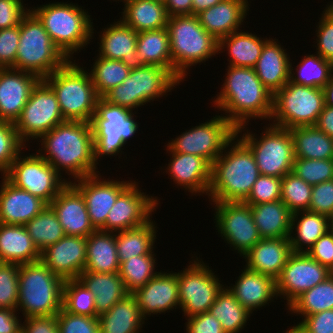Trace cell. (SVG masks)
I'll list each match as a JSON object with an SVG mask.
<instances>
[{
    "label": "cell",
    "mask_w": 333,
    "mask_h": 333,
    "mask_svg": "<svg viewBox=\"0 0 333 333\" xmlns=\"http://www.w3.org/2000/svg\"><path fill=\"white\" fill-rule=\"evenodd\" d=\"M37 152L61 175L74 180L98 174L91 123L64 121L43 134ZM63 170V171H62ZM62 171V172H61Z\"/></svg>",
    "instance_id": "cell-1"
},
{
    "label": "cell",
    "mask_w": 333,
    "mask_h": 333,
    "mask_svg": "<svg viewBox=\"0 0 333 333\" xmlns=\"http://www.w3.org/2000/svg\"><path fill=\"white\" fill-rule=\"evenodd\" d=\"M226 78L219 94L212 100L215 108L236 128L249 120H269L273 113V93L256 75L254 68L227 66Z\"/></svg>",
    "instance_id": "cell-2"
},
{
    "label": "cell",
    "mask_w": 333,
    "mask_h": 333,
    "mask_svg": "<svg viewBox=\"0 0 333 333\" xmlns=\"http://www.w3.org/2000/svg\"><path fill=\"white\" fill-rule=\"evenodd\" d=\"M259 176L253 153L235 136L211 164L209 201L244 202Z\"/></svg>",
    "instance_id": "cell-3"
},
{
    "label": "cell",
    "mask_w": 333,
    "mask_h": 333,
    "mask_svg": "<svg viewBox=\"0 0 333 333\" xmlns=\"http://www.w3.org/2000/svg\"><path fill=\"white\" fill-rule=\"evenodd\" d=\"M48 32L54 44L69 59L74 53L87 48L93 39L91 15L82 6L65 2H52L38 7H30ZM90 41V42H89Z\"/></svg>",
    "instance_id": "cell-4"
},
{
    "label": "cell",
    "mask_w": 333,
    "mask_h": 333,
    "mask_svg": "<svg viewBox=\"0 0 333 333\" xmlns=\"http://www.w3.org/2000/svg\"><path fill=\"white\" fill-rule=\"evenodd\" d=\"M169 33L173 75L183 82L190 66L201 64L219 54V42L200 24L197 15L169 17Z\"/></svg>",
    "instance_id": "cell-5"
},
{
    "label": "cell",
    "mask_w": 333,
    "mask_h": 333,
    "mask_svg": "<svg viewBox=\"0 0 333 333\" xmlns=\"http://www.w3.org/2000/svg\"><path fill=\"white\" fill-rule=\"evenodd\" d=\"M74 61V62H73ZM69 60L62 68L46 76L44 80L55 92L65 121L91 123L98 96L86 67Z\"/></svg>",
    "instance_id": "cell-6"
},
{
    "label": "cell",
    "mask_w": 333,
    "mask_h": 333,
    "mask_svg": "<svg viewBox=\"0 0 333 333\" xmlns=\"http://www.w3.org/2000/svg\"><path fill=\"white\" fill-rule=\"evenodd\" d=\"M63 284L40 260L20 265L17 311L24 318L57 315L62 309Z\"/></svg>",
    "instance_id": "cell-7"
},
{
    "label": "cell",
    "mask_w": 333,
    "mask_h": 333,
    "mask_svg": "<svg viewBox=\"0 0 333 333\" xmlns=\"http://www.w3.org/2000/svg\"><path fill=\"white\" fill-rule=\"evenodd\" d=\"M69 59L54 44L38 17L29 10L20 22V40L15 69L40 79L62 68Z\"/></svg>",
    "instance_id": "cell-8"
},
{
    "label": "cell",
    "mask_w": 333,
    "mask_h": 333,
    "mask_svg": "<svg viewBox=\"0 0 333 333\" xmlns=\"http://www.w3.org/2000/svg\"><path fill=\"white\" fill-rule=\"evenodd\" d=\"M247 128V125L237 128L236 136H239L253 153L260 175L283 178L292 172L295 155L289 129L274 126L269 122L267 127H263L265 130L260 134L262 136L257 138L256 133L249 132Z\"/></svg>",
    "instance_id": "cell-9"
},
{
    "label": "cell",
    "mask_w": 333,
    "mask_h": 333,
    "mask_svg": "<svg viewBox=\"0 0 333 333\" xmlns=\"http://www.w3.org/2000/svg\"><path fill=\"white\" fill-rule=\"evenodd\" d=\"M180 83L168 69L144 65L130 70L123 83L112 88L102 98L112 105L121 106L133 112L135 108L151 103V100L168 95L167 93L177 88L176 86Z\"/></svg>",
    "instance_id": "cell-10"
},
{
    "label": "cell",
    "mask_w": 333,
    "mask_h": 333,
    "mask_svg": "<svg viewBox=\"0 0 333 333\" xmlns=\"http://www.w3.org/2000/svg\"><path fill=\"white\" fill-rule=\"evenodd\" d=\"M136 113L121 106L112 105L100 98L91 121L94 139V158L98 164L100 157L119 156L123 146L138 131Z\"/></svg>",
    "instance_id": "cell-11"
},
{
    "label": "cell",
    "mask_w": 333,
    "mask_h": 333,
    "mask_svg": "<svg viewBox=\"0 0 333 333\" xmlns=\"http://www.w3.org/2000/svg\"><path fill=\"white\" fill-rule=\"evenodd\" d=\"M324 106L322 88L288 81L274 94L270 124L286 129L315 125Z\"/></svg>",
    "instance_id": "cell-12"
},
{
    "label": "cell",
    "mask_w": 333,
    "mask_h": 333,
    "mask_svg": "<svg viewBox=\"0 0 333 333\" xmlns=\"http://www.w3.org/2000/svg\"><path fill=\"white\" fill-rule=\"evenodd\" d=\"M22 153L18 154L2 176L17 188L26 190L49 205L70 181L63 179L38 152L21 156Z\"/></svg>",
    "instance_id": "cell-13"
},
{
    "label": "cell",
    "mask_w": 333,
    "mask_h": 333,
    "mask_svg": "<svg viewBox=\"0 0 333 333\" xmlns=\"http://www.w3.org/2000/svg\"><path fill=\"white\" fill-rule=\"evenodd\" d=\"M236 129L223 115H215L176 136L165 146L172 152L200 156L211 165L236 136Z\"/></svg>",
    "instance_id": "cell-14"
},
{
    "label": "cell",
    "mask_w": 333,
    "mask_h": 333,
    "mask_svg": "<svg viewBox=\"0 0 333 333\" xmlns=\"http://www.w3.org/2000/svg\"><path fill=\"white\" fill-rule=\"evenodd\" d=\"M195 257L187 268L177 272L180 309L185 319L209 311L224 287L213 269Z\"/></svg>",
    "instance_id": "cell-15"
},
{
    "label": "cell",
    "mask_w": 333,
    "mask_h": 333,
    "mask_svg": "<svg viewBox=\"0 0 333 333\" xmlns=\"http://www.w3.org/2000/svg\"><path fill=\"white\" fill-rule=\"evenodd\" d=\"M64 121L55 92L41 79L33 88L14 125L19 139L27 145L29 140L38 141L43 134Z\"/></svg>",
    "instance_id": "cell-16"
},
{
    "label": "cell",
    "mask_w": 333,
    "mask_h": 333,
    "mask_svg": "<svg viewBox=\"0 0 333 333\" xmlns=\"http://www.w3.org/2000/svg\"><path fill=\"white\" fill-rule=\"evenodd\" d=\"M215 227L225 243L245 256L262 238L255 225L250 205L244 202H213Z\"/></svg>",
    "instance_id": "cell-17"
},
{
    "label": "cell",
    "mask_w": 333,
    "mask_h": 333,
    "mask_svg": "<svg viewBox=\"0 0 333 333\" xmlns=\"http://www.w3.org/2000/svg\"><path fill=\"white\" fill-rule=\"evenodd\" d=\"M331 274L332 271L306 252H293L275 279L277 297L286 300L288 307L303 292L322 283Z\"/></svg>",
    "instance_id": "cell-18"
},
{
    "label": "cell",
    "mask_w": 333,
    "mask_h": 333,
    "mask_svg": "<svg viewBox=\"0 0 333 333\" xmlns=\"http://www.w3.org/2000/svg\"><path fill=\"white\" fill-rule=\"evenodd\" d=\"M138 184L132 182L118 196L106 218V232L116 233L139 227L152 219V212L156 211L160 201L157 197L146 195Z\"/></svg>",
    "instance_id": "cell-19"
},
{
    "label": "cell",
    "mask_w": 333,
    "mask_h": 333,
    "mask_svg": "<svg viewBox=\"0 0 333 333\" xmlns=\"http://www.w3.org/2000/svg\"><path fill=\"white\" fill-rule=\"evenodd\" d=\"M100 173L69 180L83 195L91 225L106 231V218L118 196L133 182L103 179ZM102 179V180H101ZM78 182V183H77Z\"/></svg>",
    "instance_id": "cell-20"
},
{
    "label": "cell",
    "mask_w": 333,
    "mask_h": 333,
    "mask_svg": "<svg viewBox=\"0 0 333 333\" xmlns=\"http://www.w3.org/2000/svg\"><path fill=\"white\" fill-rule=\"evenodd\" d=\"M87 238L65 235L40 252V261L65 280L78 279L86 263Z\"/></svg>",
    "instance_id": "cell-21"
},
{
    "label": "cell",
    "mask_w": 333,
    "mask_h": 333,
    "mask_svg": "<svg viewBox=\"0 0 333 333\" xmlns=\"http://www.w3.org/2000/svg\"><path fill=\"white\" fill-rule=\"evenodd\" d=\"M132 294L146 320L148 315L150 317L153 314H165L178 307L180 309L177 272L160 271Z\"/></svg>",
    "instance_id": "cell-22"
},
{
    "label": "cell",
    "mask_w": 333,
    "mask_h": 333,
    "mask_svg": "<svg viewBox=\"0 0 333 333\" xmlns=\"http://www.w3.org/2000/svg\"><path fill=\"white\" fill-rule=\"evenodd\" d=\"M40 80L29 72L0 69V120L15 123Z\"/></svg>",
    "instance_id": "cell-23"
},
{
    "label": "cell",
    "mask_w": 333,
    "mask_h": 333,
    "mask_svg": "<svg viewBox=\"0 0 333 333\" xmlns=\"http://www.w3.org/2000/svg\"><path fill=\"white\" fill-rule=\"evenodd\" d=\"M170 156V162L165 167L166 174L173 179V182L190 192L192 195L208 196L211 182V165L202 157L172 152L166 149ZM202 193V194H201Z\"/></svg>",
    "instance_id": "cell-24"
},
{
    "label": "cell",
    "mask_w": 333,
    "mask_h": 333,
    "mask_svg": "<svg viewBox=\"0 0 333 333\" xmlns=\"http://www.w3.org/2000/svg\"><path fill=\"white\" fill-rule=\"evenodd\" d=\"M56 212L65 235L87 238L95 231L81 192L69 182L49 204Z\"/></svg>",
    "instance_id": "cell-25"
},
{
    "label": "cell",
    "mask_w": 333,
    "mask_h": 333,
    "mask_svg": "<svg viewBox=\"0 0 333 333\" xmlns=\"http://www.w3.org/2000/svg\"><path fill=\"white\" fill-rule=\"evenodd\" d=\"M98 56L124 62L131 70L143 67L137 55L138 33L121 19L102 28Z\"/></svg>",
    "instance_id": "cell-26"
},
{
    "label": "cell",
    "mask_w": 333,
    "mask_h": 333,
    "mask_svg": "<svg viewBox=\"0 0 333 333\" xmlns=\"http://www.w3.org/2000/svg\"><path fill=\"white\" fill-rule=\"evenodd\" d=\"M0 183V223L25 225L48 205L37 196L17 188L4 176Z\"/></svg>",
    "instance_id": "cell-27"
},
{
    "label": "cell",
    "mask_w": 333,
    "mask_h": 333,
    "mask_svg": "<svg viewBox=\"0 0 333 333\" xmlns=\"http://www.w3.org/2000/svg\"><path fill=\"white\" fill-rule=\"evenodd\" d=\"M248 0H223L197 14L201 26L218 42L237 32L248 15Z\"/></svg>",
    "instance_id": "cell-28"
},
{
    "label": "cell",
    "mask_w": 333,
    "mask_h": 333,
    "mask_svg": "<svg viewBox=\"0 0 333 333\" xmlns=\"http://www.w3.org/2000/svg\"><path fill=\"white\" fill-rule=\"evenodd\" d=\"M292 253L289 237L262 238L243 258L249 270L276 279Z\"/></svg>",
    "instance_id": "cell-29"
},
{
    "label": "cell",
    "mask_w": 333,
    "mask_h": 333,
    "mask_svg": "<svg viewBox=\"0 0 333 333\" xmlns=\"http://www.w3.org/2000/svg\"><path fill=\"white\" fill-rule=\"evenodd\" d=\"M240 273L235 285L226 287L251 314L257 311L256 309L259 310L262 306L264 307L273 300H277L274 278L251 271L246 267H243Z\"/></svg>",
    "instance_id": "cell-30"
},
{
    "label": "cell",
    "mask_w": 333,
    "mask_h": 333,
    "mask_svg": "<svg viewBox=\"0 0 333 333\" xmlns=\"http://www.w3.org/2000/svg\"><path fill=\"white\" fill-rule=\"evenodd\" d=\"M278 42L277 39L269 37L254 66L256 75L273 95L289 81L290 61H292L286 49Z\"/></svg>",
    "instance_id": "cell-31"
},
{
    "label": "cell",
    "mask_w": 333,
    "mask_h": 333,
    "mask_svg": "<svg viewBox=\"0 0 333 333\" xmlns=\"http://www.w3.org/2000/svg\"><path fill=\"white\" fill-rule=\"evenodd\" d=\"M39 260L40 252L24 225L0 223V262L22 265Z\"/></svg>",
    "instance_id": "cell-32"
},
{
    "label": "cell",
    "mask_w": 333,
    "mask_h": 333,
    "mask_svg": "<svg viewBox=\"0 0 333 333\" xmlns=\"http://www.w3.org/2000/svg\"><path fill=\"white\" fill-rule=\"evenodd\" d=\"M78 279L95 297L96 317L108 312L129 294L118 272L83 271Z\"/></svg>",
    "instance_id": "cell-33"
},
{
    "label": "cell",
    "mask_w": 333,
    "mask_h": 333,
    "mask_svg": "<svg viewBox=\"0 0 333 333\" xmlns=\"http://www.w3.org/2000/svg\"><path fill=\"white\" fill-rule=\"evenodd\" d=\"M97 318L100 333H139L146 320L136 298L130 293Z\"/></svg>",
    "instance_id": "cell-34"
},
{
    "label": "cell",
    "mask_w": 333,
    "mask_h": 333,
    "mask_svg": "<svg viewBox=\"0 0 333 333\" xmlns=\"http://www.w3.org/2000/svg\"><path fill=\"white\" fill-rule=\"evenodd\" d=\"M125 5L120 18L137 33L166 28L169 15L164 3L153 0H121Z\"/></svg>",
    "instance_id": "cell-35"
},
{
    "label": "cell",
    "mask_w": 333,
    "mask_h": 333,
    "mask_svg": "<svg viewBox=\"0 0 333 333\" xmlns=\"http://www.w3.org/2000/svg\"><path fill=\"white\" fill-rule=\"evenodd\" d=\"M115 233L95 230L87 237L84 271L115 273L119 271Z\"/></svg>",
    "instance_id": "cell-36"
},
{
    "label": "cell",
    "mask_w": 333,
    "mask_h": 333,
    "mask_svg": "<svg viewBox=\"0 0 333 333\" xmlns=\"http://www.w3.org/2000/svg\"><path fill=\"white\" fill-rule=\"evenodd\" d=\"M261 238L290 236L292 212L282 200L250 205Z\"/></svg>",
    "instance_id": "cell-37"
},
{
    "label": "cell",
    "mask_w": 333,
    "mask_h": 333,
    "mask_svg": "<svg viewBox=\"0 0 333 333\" xmlns=\"http://www.w3.org/2000/svg\"><path fill=\"white\" fill-rule=\"evenodd\" d=\"M328 230H330L329 217L323 214L309 210L292 213L289 239L293 252L307 253Z\"/></svg>",
    "instance_id": "cell-38"
},
{
    "label": "cell",
    "mask_w": 333,
    "mask_h": 333,
    "mask_svg": "<svg viewBox=\"0 0 333 333\" xmlns=\"http://www.w3.org/2000/svg\"><path fill=\"white\" fill-rule=\"evenodd\" d=\"M242 31L243 30L233 32L223 37L219 41V53L225 50L228 51V56L230 57V60L228 59V66L254 68L261 55L264 44L269 39L258 37L251 32Z\"/></svg>",
    "instance_id": "cell-39"
},
{
    "label": "cell",
    "mask_w": 333,
    "mask_h": 333,
    "mask_svg": "<svg viewBox=\"0 0 333 333\" xmlns=\"http://www.w3.org/2000/svg\"><path fill=\"white\" fill-rule=\"evenodd\" d=\"M152 219L139 227L115 233L119 262L122 263L134 256L154 253L157 225Z\"/></svg>",
    "instance_id": "cell-40"
},
{
    "label": "cell",
    "mask_w": 333,
    "mask_h": 333,
    "mask_svg": "<svg viewBox=\"0 0 333 333\" xmlns=\"http://www.w3.org/2000/svg\"><path fill=\"white\" fill-rule=\"evenodd\" d=\"M289 130L294 142L295 158L333 159V137L315 125L293 127Z\"/></svg>",
    "instance_id": "cell-41"
},
{
    "label": "cell",
    "mask_w": 333,
    "mask_h": 333,
    "mask_svg": "<svg viewBox=\"0 0 333 333\" xmlns=\"http://www.w3.org/2000/svg\"><path fill=\"white\" fill-rule=\"evenodd\" d=\"M136 51L144 65L160 66L173 74L167 28L139 32Z\"/></svg>",
    "instance_id": "cell-42"
},
{
    "label": "cell",
    "mask_w": 333,
    "mask_h": 333,
    "mask_svg": "<svg viewBox=\"0 0 333 333\" xmlns=\"http://www.w3.org/2000/svg\"><path fill=\"white\" fill-rule=\"evenodd\" d=\"M208 312L220 321L225 333H241L251 316L226 286L217 294Z\"/></svg>",
    "instance_id": "cell-43"
},
{
    "label": "cell",
    "mask_w": 333,
    "mask_h": 333,
    "mask_svg": "<svg viewBox=\"0 0 333 333\" xmlns=\"http://www.w3.org/2000/svg\"><path fill=\"white\" fill-rule=\"evenodd\" d=\"M332 75L333 64L317 53L304 55L295 68L290 62L289 81L292 83L323 88Z\"/></svg>",
    "instance_id": "cell-44"
},
{
    "label": "cell",
    "mask_w": 333,
    "mask_h": 333,
    "mask_svg": "<svg viewBox=\"0 0 333 333\" xmlns=\"http://www.w3.org/2000/svg\"><path fill=\"white\" fill-rule=\"evenodd\" d=\"M333 309V273L322 283L303 292L289 306L288 312L300 317Z\"/></svg>",
    "instance_id": "cell-45"
},
{
    "label": "cell",
    "mask_w": 333,
    "mask_h": 333,
    "mask_svg": "<svg viewBox=\"0 0 333 333\" xmlns=\"http://www.w3.org/2000/svg\"><path fill=\"white\" fill-rule=\"evenodd\" d=\"M33 244L42 252L65 236L56 212L47 205L39 214L24 225Z\"/></svg>",
    "instance_id": "cell-46"
},
{
    "label": "cell",
    "mask_w": 333,
    "mask_h": 333,
    "mask_svg": "<svg viewBox=\"0 0 333 333\" xmlns=\"http://www.w3.org/2000/svg\"><path fill=\"white\" fill-rule=\"evenodd\" d=\"M89 72L95 90L100 98L108 91L122 84L130 68L122 61L97 56Z\"/></svg>",
    "instance_id": "cell-47"
},
{
    "label": "cell",
    "mask_w": 333,
    "mask_h": 333,
    "mask_svg": "<svg viewBox=\"0 0 333 333\" xmlns=\"http://www.w3.org/2000/svg\"><path fill=\"white\" fill-rule=\"evenodd\" d=\"M155 257L156 254L134 256L120 263L118 273L128 293L145 286L158 273L155 271Z\"/></svg>",
    "instance_id": "cell-48"
},
{
    "label": "cell",
    "mask_w": 333,
    "mask_h": 333,
    "mask_svg": "<svg viewBox=\"0 0 333 333\" xmlns=\"http://www.w3.org/2000/svg\"><path fill=\"white\" fill-rule=\"evenodd\" d=\"M62 308L74 315L96 317L95 297L79 279L64 281Z\"/></svg>",
    "instance_id": "cell-49"
},
{
    "label": "cell",
    "mask_w": 333,
    "mask_h": 333,
    "mask_svg": "<svg viewBox=\"0 0 333 333\" xmlns=\"http://www.w3.org/2000/svg\"><path fill=\"white\" fill-rule=\"evenodd\" d=\"M312 187L293 172L287 173L281 182V200L292 213L308 210Z\"/></svg>",
    "instance_id": "cell-50"
},
{
    "label": "cell",
    "mask_w": 333,
    "mask_h": 333,
    "mask_svg": "<svg viewBox=\"0 0 333 333\" xmlns=\"http://www.w3.org/2000/svg\"><path fill=\"white\" fill-rule=\"evenodd\" d=\"M292 172L312 186L330 181L333 177V159L295 158Z\"/></svg>",
    "instance_id": "cell-51"
},
{
    "label": "cell",
    "mask_w": 333,
    "mask_h": 333,
    "mask_svg": "<svg viewBox=\"0 0 333 333\" xmlns=\"http://www.w3.org/2000/svg\"><path fill=\"white\" fill-rule=\"evenodd\" d=\"M27 146L19 139L12 122L0 120V172L3 175Z\"/></svg>",
    "instance_id": "cell-52"
},
{
    "label": "cell",
    "mask_w": 333,
    "mask_h": 333,
    "mask_svg": "<svg viewBox=\"0 0 333 333\" xmlns=\"http://www.w3.org/2000/svg\"><path fill=\"white\" fill-rule=\"evenodd\" d=\"M20 265L0 262V308L17 310Z\"/></svg>",
    "instance_id": "cell-53"
},
{
    "label": "cell",
    "mask_w": 333,
    "mask_h": 333,
    "mask_svg": "<svg viewBox=\"0 0 333 333\" xmlns=\"http://www.w3.org/2000/svg\"><path fill=\"white\" fill-rule=\"evenodd\" d=\"M281 182L282 178L260 175L244 203L254 205L281 200Z\"/></svg>",
    "instance_id": "cell-54"
},
{
    "label": "cell",
    "mask_w": 333,
    "mask_h": 333,
    "mask_svg": "<svg viewBox=\"0 0 333 333\" xmlns=\"http://www.w3.org/2000/svg\"><path fill=\"white\" fill-rule=\"evenodd\" d=\"M316 25L317 54L333 64V10L326 5Z\"/></svg>",
    "instance_id": "cell-55"
},
{
    "label": "cell",
    "mask_w": 333,
    "mask_h": 333,
    "mask_svg": "<svg viewBox=\"0 0 333 333\" xmlns=\"http://www.w3.org/2000/svg\"><path fill=\"white\" fill-rule=\"evenodd\" d=\"M59 333H100L97 317L74 315L63 308L57 314Z\"/></svg>",
    "instance_id": "cell-56"
},
{
    "label": "cell",
    "mask_w": 333,
    "mask_h": 333,
    "mask_svg": "<svg viewBox=\"0 0 333 333\" xmlns=\"http://www.w3.org/2000/svg\"><path fill=\"white\" fill-rule=\"evenodd\" d=\"M20 40V24L0 29V69H15L16 54Z\"/></svg>",
    "instance_id": "cell-57"
},
{
    "label": "cell",
    "mask_w": 333,
    "mask_h": 333,
    "mask_svg": "<svg viewBox=\"0 0 333 333\" xmlns=\"http://www.w3.org/2000/svg\"><path fill=\"white\" fill-rule=\"evenodd\" d=\"M289 333H333V309L318 312L303 318L297 325L288 328Z\"/></svg>",
    "instance_id": "cell-58"
},
{
    "label": "cell",
    "mask_w": 333,
    "mask_h": 333,
    "mask_svg": "<svg viewBox=\"0 0 333 333\" xmlns=\"http://www.w3.org/2000/svg\"><path fill=\"white\" fill-rule=\"evenodd\" d=\"M309 211L330 217L333 213V183L325 181L312 187Z\"/></svg>",
    "instance_id": "cell-59"
},
{
    "label": "cell",
    "mask_w": 333,
    "mask_h": 333,
    "mask_svg": "<svg viewBox=\"0 0 333 333\" xmlns=\"http://www.w3.org/2000/svg\"><path fill=\"white\" fill-rule=\"evenodd\" d=\"M23 0H0V29L19 25L22 17L30 10Z\"/></svg>",
    "instance_id": "cell-60"
},
{
    "label": "cell",
    "mask_w": 333,
    "mask_h": 333,
    "mask_svg": "<svg viewBox=\"0 0 333 333\" xmlns=\"http://www.w3.org/2000/svg\"><path fill=\"white\" fill-rule=\"evenodd\" d=\"M307 254L333 271V230H328L323 234L307 251Z\"/></svg>",
    "instance_id": "cell-61"
},
{
    "label": "cell",
    "mask_w": 333,
    "mask_h": 333,
    "mask_svg": "<svg viewBox=\"0 0 333 333\" xmlns=\"http://www.w3.org/2000/svg\"><path fill=\"white\" fill-rule=\"evenodd\" d=\"M186 320L187 333H225L220 321L208 311L188 317Z\"/></svg>",
    "instance_id": "cell-62"
},
{
    "label": "cell",
    "mask_w": 333,
    "mask_h": 333,
    "mask_svg": "<svg viewBox=\"0 0 333 333\" xmlns=\"http://www.w3.org/2000/svg\"><path fill=\"white\" fill-rule=\"evenodd\" d=\"M22 333H59L57 315L24 318Z\"/></svg>",
    "instance_id": "cell-63"
},
{
    "label": "cell",
    "mask_w": 333,
    "mask_h": 333,
    "mask_svg": "<svg viewBox=\"0 0 333 333\" xmlns=\"http://www.w3.org/2000/svg\"><path fill=\"white\" fill-rule=\"evenodd\" d=\"M17 310L0 308V333H20L22 321ZM18 314V315H17Z\"/></svg>",
    "instance_id": "cell-64"
},
{
    "label": "cell",
    "mask_w": 333,
    "mask_h": 333,
    "mask_svg": "<svg viewBox=\"0 0 333 333\" xmlns=\"http://www.w3.org/2000/svg\"><path fill=\"white\" fill-rule=\"evenodd\" d=\"M164 5L169 17L192 15V0H166Z\"/></svg>",
    "instance_id": "cell-65"
},
{
    "label": "cell",
    "mask_w": 333,
    "mask_h": 333,
    "mask_svg": "<svg viewBox=\"0 0 333 333\" xmlns=\"http://www.w3.org/2000/svg\"><path fill=\"white\" fill-rule=\"evenodd\" d=\"M315 126L330 137H333V107L324 106Z\"/></svg>",
    "instance_id": "cell-66"
},
{
    "label": "cell",
    "mask_w": 333,
    "mask_h": 333,
    "mask_svg": "<svg viewBox=\"0 0 333 333\" xmlns=\"http://www.w3.org/2000/svg\"><path fill=\"white\" fill-rule=\"evenodd\" d=\"M223 0H192V15H197L201 11L209 9L211 6Z\"/></svg>",
    "instance_id": "cell-67"
},
{
    "label": "cell",
    "mask_w": 333,
    "mask_h": 333,
    "mask_svg": "<svg viewBox=\"0 0 333 333\" xmlns=\"http://www.w3.org/2000/svg\"><path fill=\"white\" fill-rule=\"evenodd\" d=\"M322 89L324 93L325 105L333 107V75Z\"/></svg>",
    "instance_id": "cell-68"
},
{
    "label": "cell",
    "mask_w": 333,
    "mask_h": 333,
    "mask_svg": "<svg viewBox=\"0 0 333 333\" xmlns=\"http://www.w3.org/2000/svg\"><path fill=\"white\" fill-rule=\"evenodd\" d=\"M329 221H330V229L333 230V213H332V215L329 217Z\"/></svg>",
    "instance_id": "cell-69"
},
{
    "label": "cell",
    "mask_w": 333,
    "mask_h": 333,
    "mask_svg": "<svg viewBox=\"0 0 333 333\" xmlns=\"http://www.w3.org/2000/svg\"><path fill=\"white\" fill-rule=\"evenodd\" d=\"M328 6L333 10V1H331V3H329Z\"/></svg>",
    "instance_id": "cell-70"
},
{
    "label": "cell",
    "mask_w": 333,
    "mask_h": 333,
    "mask_svg": "<svg viewBox=\"0 0 333 333\" xmlns=\"http://www.w3.org/2000/svg\"><path fill=\"white\" fill-rule=\"evenodd\" d=\"M153 1H158V2H161V3H165L166 0H153Z\"/></svg>",
    "instance_id": "cell-71"
}]
</instances>
